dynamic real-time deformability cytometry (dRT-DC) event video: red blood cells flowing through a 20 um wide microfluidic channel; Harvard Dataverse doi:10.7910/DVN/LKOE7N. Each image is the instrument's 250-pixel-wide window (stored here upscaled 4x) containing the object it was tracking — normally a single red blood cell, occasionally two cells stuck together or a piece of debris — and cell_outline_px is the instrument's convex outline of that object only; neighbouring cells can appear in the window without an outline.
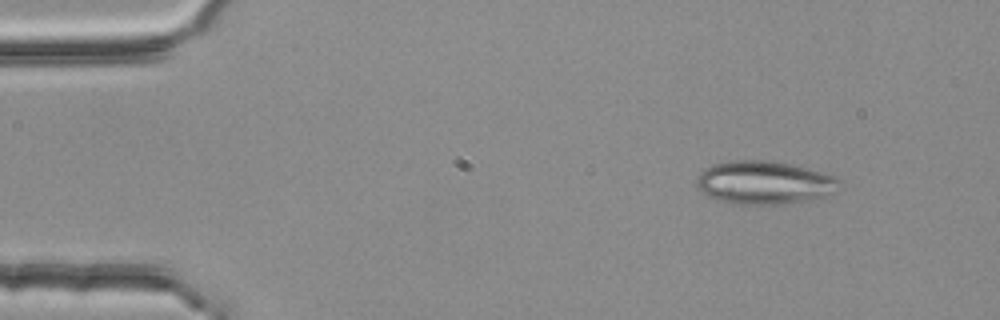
{"species": "common noctule bat (a hibernating species)", "species_latin": "Nyctalus noctula", "temperature_condition": "room temperature", "stored_images_in_passage": 3, "camera_frame_rate_fps": 3000, "um_per_image_px": 0.085, "animal": {"sex": "female", "body_mass_g": 25.1}, "frame": {"image": 1, "passage_image": 1, "time_ms": 0.0, "image_size_px": [1000, 320], "cell_outline_px": [[840, 180], [836, 192], [828, 196], [808, 200], [784, 204], [732, 204], [716, 200], [700, 192], [696, 184], [696, 176], [704, 168], [712, 164], [728, 160], [768, 160], [792, 164], [824, 172]], "centroid_in_image_um": [64.92, 15.52], "position_along_channel_um": 20.1, "area_um2": 36.53}}